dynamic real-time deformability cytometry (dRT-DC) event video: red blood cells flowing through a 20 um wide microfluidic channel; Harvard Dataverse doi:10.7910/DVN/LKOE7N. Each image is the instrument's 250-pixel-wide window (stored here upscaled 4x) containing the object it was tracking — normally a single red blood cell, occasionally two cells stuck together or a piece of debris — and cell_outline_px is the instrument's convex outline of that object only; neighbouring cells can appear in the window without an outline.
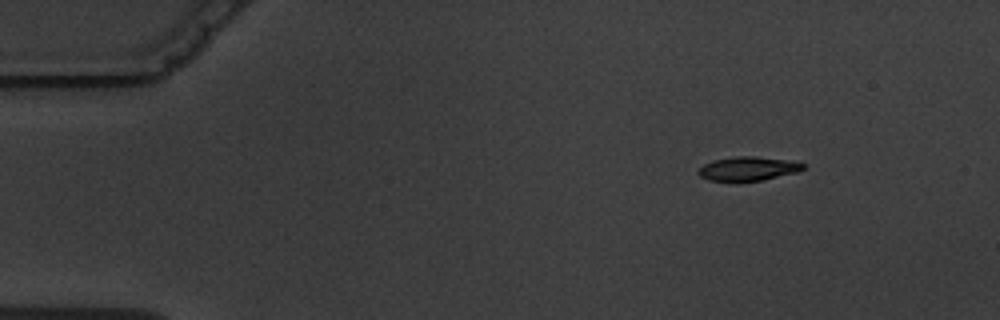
{"species": "common noctule bat (a hibernating species)", "species_latin": "Nyctalus noctula", "temperature_condition": "warm", "stored_images_in_passage": 3, "segment_of_instrument_passage": [2, 2], "camera_frame_rate_fps": 3000, "um_per_image_px": 0.085, "animal": {"sex": "male", "body_mass_g": 19.5, "forearm_length_mm": 54.6}, "frame": {"image": 1, "passage_image": 3, "time_ms": 5.0, "image_size_px": [1000, 320], "cell_outline_px": [[804, 168], [796, 172], [764, 180], [708, 180], [700, 176], [696, 172], [704, 164], [712, 160], [736, 156], [756, 156], [788, 160], [804, 164]], "centroid_in_image_um": [63.56, 14.32], "position_along_channel_um": 21.4, "area_um2": 14.39}}